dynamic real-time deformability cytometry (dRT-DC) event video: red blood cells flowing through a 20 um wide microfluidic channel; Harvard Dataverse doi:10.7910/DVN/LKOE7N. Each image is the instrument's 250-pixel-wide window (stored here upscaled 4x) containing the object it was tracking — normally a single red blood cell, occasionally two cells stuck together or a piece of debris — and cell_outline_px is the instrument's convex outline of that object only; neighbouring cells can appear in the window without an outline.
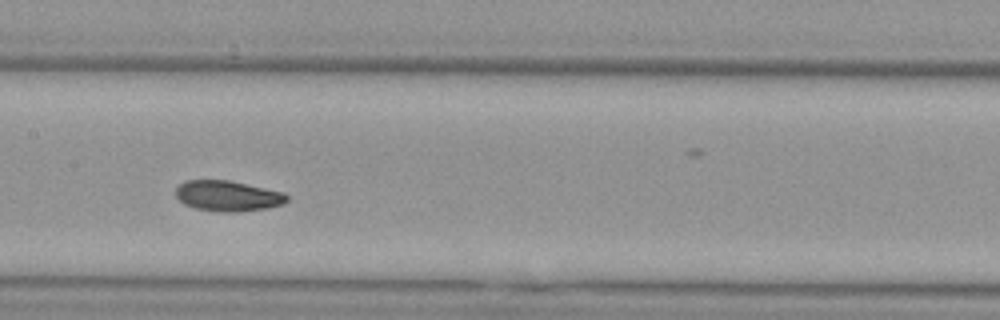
{"species": "Egyptian fruit bat (a non-hibernating species)", "species_latin": "Rousettus aegyptiacus", "temperature_condition": "cold", "stored_images_in_passage": 11, "camera_frame_rate_fps": 3000, "um_per_image_px": 0.085, "animal": {"sex": "female"}, "frame": {"image": 1, "passage_image": 4, "time_ms": 4.333, "image_size_px": [1000, 320], "cell_outline_px": [[288, 200], [284, 204], [268, 208], [236, 212], [220, 212], [196, 208], [184, 204], [176, 196], [176, 188], [184, 180], [228, 180], [284, 192], [288, 196]], "centroid_in_image_um": [19.37, 16.65], "position_along_channel_um": 188.0, "area_um2": 19.83}}
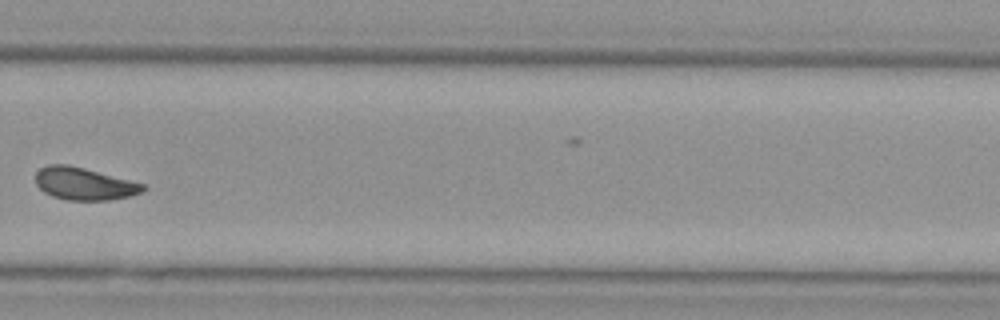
{"frame": {"image": 2, "passage_image": 7, "time_ms": 8.0, "image_size_px": [1000, 320], "cell_outline_px": [[148, 188], [140, 192], [128, 196], [108, 200], [68, 200], [52, 196], [44, 192], [36, 184], [36, 172], [40, 168], [48, 164], [68, 164], [84, 168], [144, 184]], "centroid_in_image_um": [7.12, 15.61], "position_along_channel_um": 322.7, "area_um2": 20.11}}
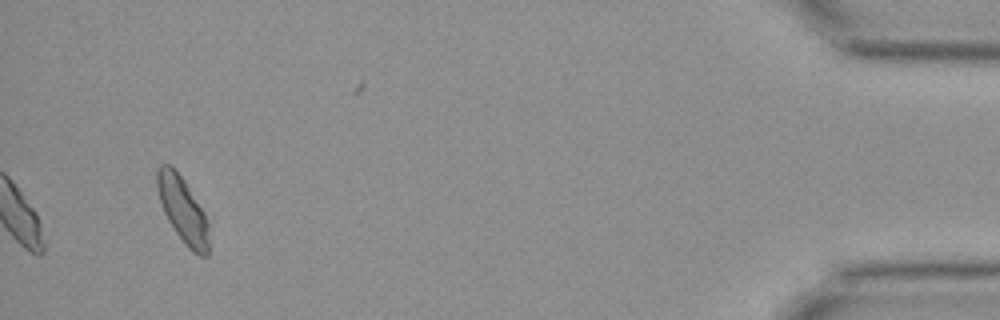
{"frame": {"image": 3, "passage_image": 11, "time_ms": 12.667, "image_size_px": [1000, 320], "cell_outline_px": [[208, 256], [200, 256], [192, 252], [188, 248], [176, 232], [168, 220], [164, 212], [156, 188], [156, 168], [160, 164], [168, 164], [184, 180], [204, 212], [208, 224]], "centroid_in_image_um": [15.52, 17.84], "position_along_channel_um": 419.7, "area_um2": 19.59}, "authors_computed_cell_mechanics": {"area_um2": 19.8254, "velocity_mm_per_s": 3.6786, "shape_relaxation_time_tau1_ms": 4.8102, "shape_relaxation_time_tau2_ms": null, "deformation_change_tau1": 0.0886, "deformation_change_tau2": null}}